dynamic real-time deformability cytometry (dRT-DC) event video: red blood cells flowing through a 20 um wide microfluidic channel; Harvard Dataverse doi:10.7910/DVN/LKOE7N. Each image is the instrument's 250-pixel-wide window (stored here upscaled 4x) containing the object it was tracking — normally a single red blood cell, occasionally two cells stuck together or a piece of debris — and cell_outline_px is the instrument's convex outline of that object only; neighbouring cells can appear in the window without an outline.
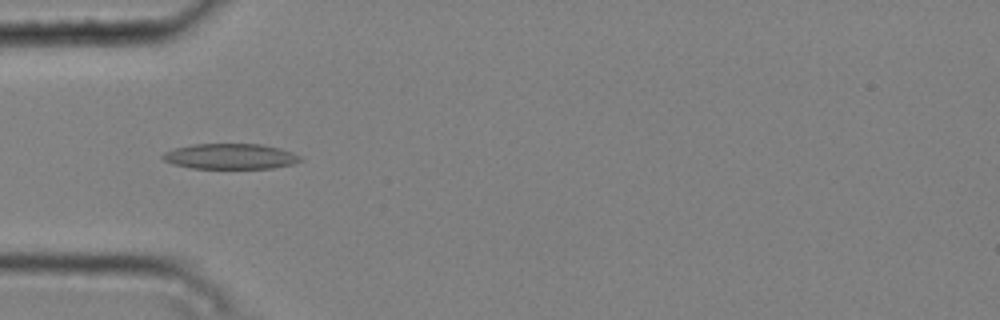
{"species": "common noctule bat (a hibernating species)", "species_latin": "Nyctalus noctula", "temperature_condition": "cold", "stored_images_in_passage": 6, "camera_frame_rate_fps": 3000, "um_per_image_px": 0.085, "animal": {"sex": "male", "body_mass_g": 20.4}, "frame": {"image": 1, "passage_image": 5, "time_ms": 1.333, "image_size_px": [1000, 320], "cell_outline_px": [[304, 160], [292, 164], [272, 168], [192, 168], [172, 164], [164, 160], [160, 156], [164, 152], [176, 148], [192, 144], [260, 144], [280, 148], [292, 152], [300, 156]], "centroid_in_image_um": [19.58, 13.29], "position_along_channel_um": 65.4, "area_um2": 20.4}}
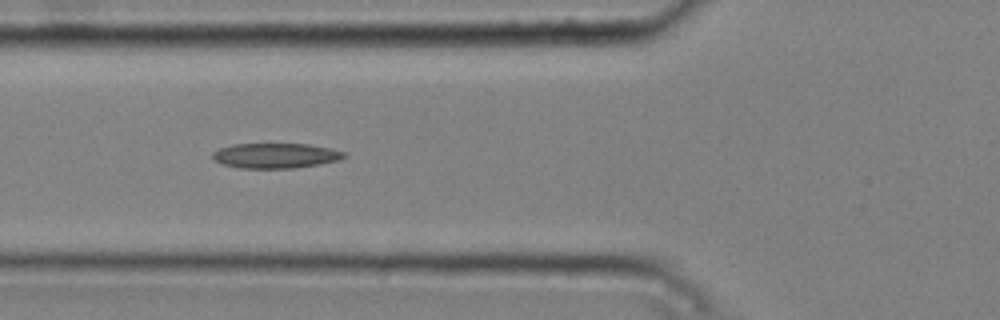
{"frame": {"image": 2, "passage_image": 6, "time_ms": 1.667, "image_size_px": [1000, 320], "cell_outline_px": [[348, 156], [340, 160], [320, 164], [292, 168], [240, 168], [224, 164], [212, 160], [212, 152], [220, 148], [232, 144], [308, 144], [332, 148], [344, 152]], "centroid_in_image_um": [23.44, 13.23], "position_along_channel_um": 102.4, "area_um2": 19.31}}